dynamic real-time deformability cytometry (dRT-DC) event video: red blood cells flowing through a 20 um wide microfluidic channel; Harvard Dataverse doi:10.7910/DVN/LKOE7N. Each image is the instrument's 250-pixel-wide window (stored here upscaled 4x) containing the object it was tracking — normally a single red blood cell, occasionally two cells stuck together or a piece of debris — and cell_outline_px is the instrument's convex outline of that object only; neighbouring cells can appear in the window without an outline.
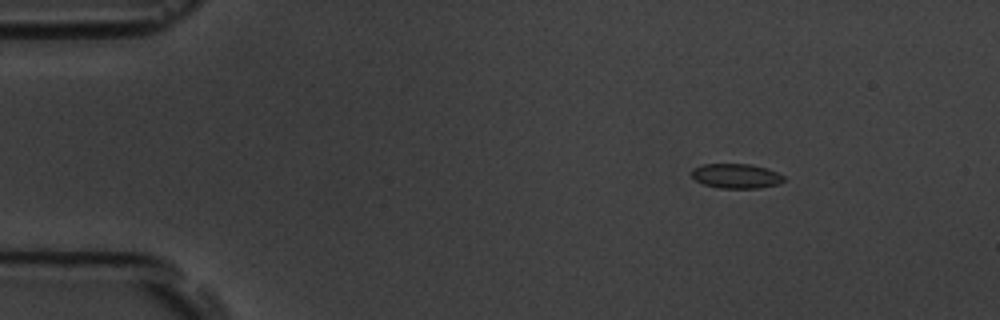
{"species": "common noctule bat (a hibernating species)", "species_latin": "Nyctalus noctula", "temperature_condition": "room temperature", "stored_images_in_passage": 5, "camera_frame_rate_fps": 3000, "um_per_image_px": 0.085, "animal": {"sex": "male", "body_mass_g": 19.5, "forearm_length_mm": 54.6}, "frame": {"image": 1, "passage_image": 2, "time_ms": 1.0, "image_size_px": [1000, 320], "cell_outline_px": [[784, 180], [780, 184], [760, 188], [720, 188], [704, 184], [696, 180], [692, 176], [692, 168], [704, 164], [752, 164], [768, 168], [784, 176]], "centroid_in_image_um": [62.6, 14.96], "position_along_channel_um": 22.4, "area_um2": 13.29}}
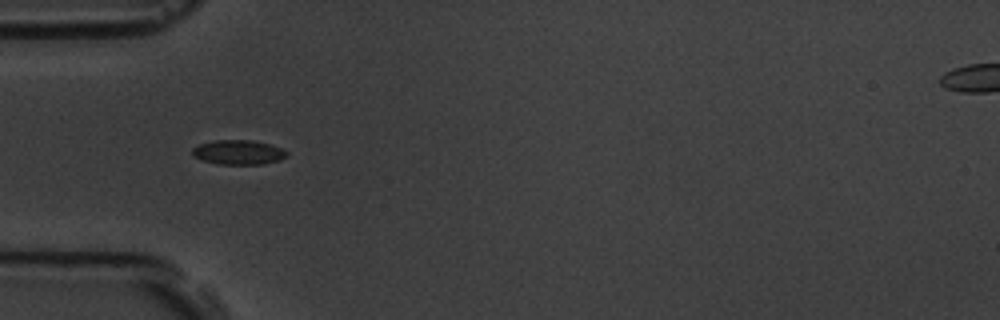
{"frame": {"image": 2, "passage_image": 5, "time_ms": 4.333, "image_size_px": [1000, 320], "cell_outline_px": [[288, 156], [280, 160], [264, 164], [216, 164], [200, 160], [192, 156], [192, 148], [200, 144], [216, 140], [252, 140], [272, 144], [288, 152]], "centroid_in_image_um": [20.26, 12.95], "position_along_channel_um": 64.7, "area_um2": 13.7}}